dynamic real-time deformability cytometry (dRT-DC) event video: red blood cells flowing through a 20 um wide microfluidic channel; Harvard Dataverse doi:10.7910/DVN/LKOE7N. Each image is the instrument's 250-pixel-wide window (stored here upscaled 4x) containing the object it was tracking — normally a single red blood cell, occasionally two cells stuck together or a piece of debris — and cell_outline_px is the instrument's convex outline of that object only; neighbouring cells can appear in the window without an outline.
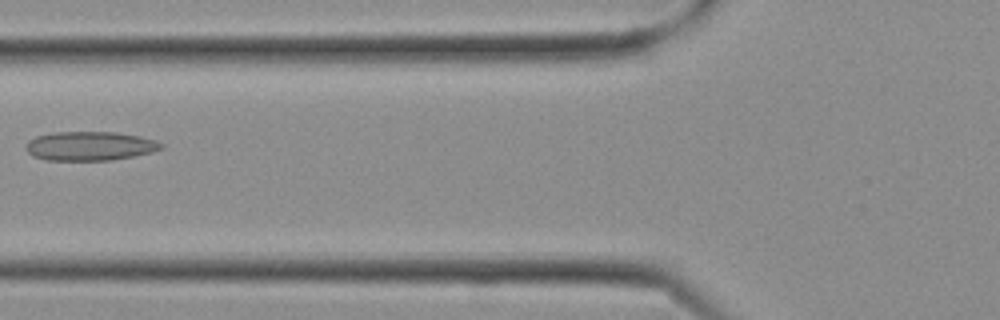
{"species": "Egyptian fruit bat (a non-hibernating species)", "species_latin": "Rousettus aegyptiacus", "temperature_condition": "cold", "stored_images_in_passage": 26, "camera_frame_rate_fps": 3000, "um_per_image_px": 0.085, "frame": {"image": 1, "passage_image": 10, "time_ms": 3.0, "image_size_px": [1000, 320], "cell_outline_px": [[164, 148], [152, 152], [136, 156], [112, 160], [44, 160], [32, 156], [24, 148], [28, 140], [36, 136], [56, 132], [116, 132], [140, 136], [156, 140], [164, 144]], "centroid_in_image_um": [7.65, 12.41], "position_along_channel_um": 118.1, "area_um2": 23.18}}
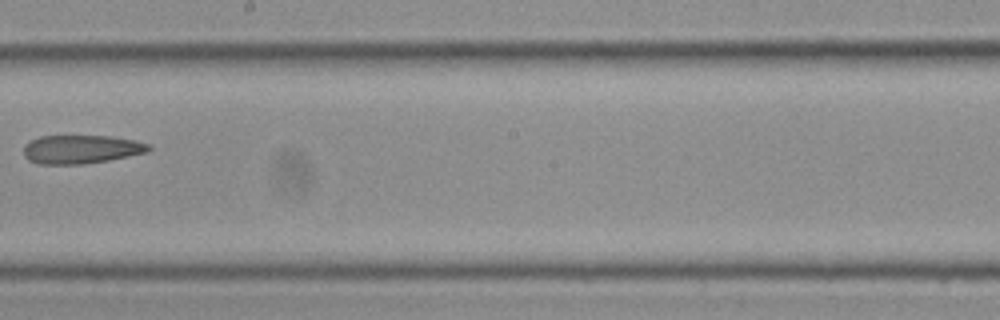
{"frame": {"image": 2, "passage_image": 15, "time_ms": 4.667, "image_size_px": [1000, 320], "cell_outline_px": [[152, 148], [148, 152], [108, 160], [84, 164], [40, 164], [28, 160], [24, 156], [24, 144], [40, 136], [112, 136], [136, 140], [148, 144]], "centroid_in_image_um": [6.9, 12.69], "position_along_channel_um": 241.3, "area_um2": 20.87}}
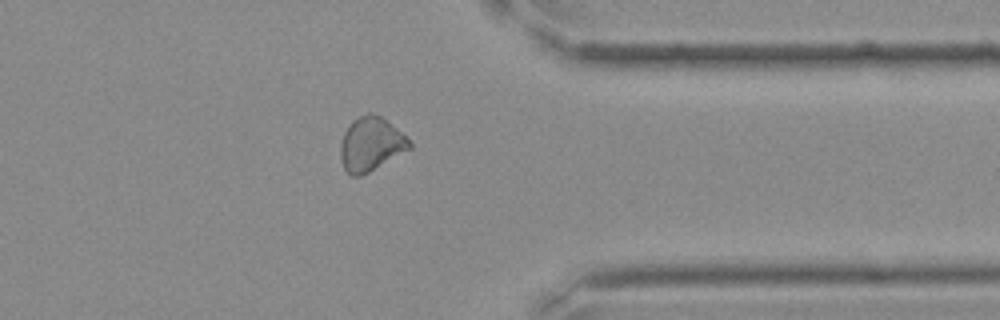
{"frame": {"image": 3, "passage_image": 21, "time_ms": 6.667, "image_size_px": [1000, 320], "cell_outline_px": [[412, 148], [368, 172], [360, 176], [352, 176], [344, 168], [340, 156], [340, 144], [344, 132], [348, 124], [352, 120], [368, 112], [372, 112], [380, 116], [396, 128], [412, 144]], "centroid_in_image_um": [31.49, 12.24], "position_along_channel_um": 379.9, "area_um2": 21.44}}